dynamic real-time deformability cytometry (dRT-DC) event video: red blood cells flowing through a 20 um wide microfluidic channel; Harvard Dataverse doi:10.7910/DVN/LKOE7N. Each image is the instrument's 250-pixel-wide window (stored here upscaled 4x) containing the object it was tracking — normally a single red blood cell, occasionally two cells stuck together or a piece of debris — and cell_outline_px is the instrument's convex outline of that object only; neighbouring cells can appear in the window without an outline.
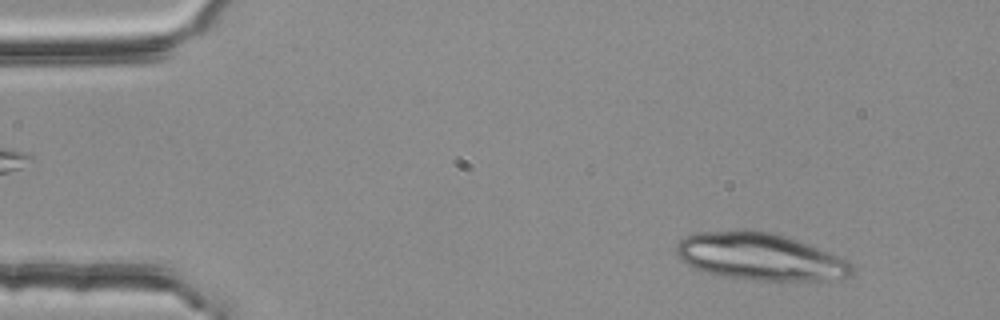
{"species": "common noctule bat (a hibernating species)", "species_latin": "Nyctalus noctula", "temperature_condition": "room temperature", "stored_images_in_passage": 3, "camera_frame_rate_fps": 3000, "um_per_image_px": 0.085, "animal": {"sex": "female", "body_mass_g": 25.1}, "frame": {"image": 1, "passage_image": 1, "time_ms": 0.0, "image_size_px": [1000, 320], "cell_outline_px": [[852, 272], [848, 276], [840, 280], [756, 280], [720, 276], [704, 272], [692, 268], [684, 264], [676, 256], [676, 244], [684, 236], [696, 232], [740, 228], [744, 228], [772, 232], [796, 240], [848, 260], [852, 264]], "centroid_in_image_um": [64.51, 21.8], "position_along_channel_um": 20.5, "area_um2": 48.9}}